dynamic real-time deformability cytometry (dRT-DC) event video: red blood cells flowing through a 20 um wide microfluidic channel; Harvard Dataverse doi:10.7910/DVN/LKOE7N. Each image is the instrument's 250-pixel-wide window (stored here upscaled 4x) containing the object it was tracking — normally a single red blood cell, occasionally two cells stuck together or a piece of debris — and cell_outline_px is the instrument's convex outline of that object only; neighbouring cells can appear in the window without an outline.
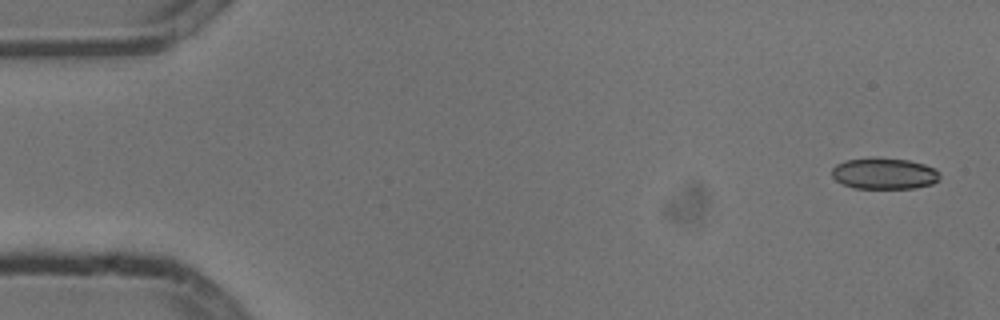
{"species": "common noctule bat (a hibernating species)", "species_latin": "Nyctalus noctula", "temperature_condition": "cold", "stored_images_in_passage": 4, "camera_frame_rate_fps": 3000, "um_per_image_px": 0.085, "animal": {"sex": "male", "body_mass_g": 13.3}, "frame": {"image": 1, "passage_image": 1, "time_ms": 0.0, "image_size_px": [1000, 320], "cell_outline_px": [[940, 180], [932, 184], [916, 188], [856, 188], [844, 184], [836, 180], [832, 176], [832, 168], [836, 164], [844, 160], [872, 156], [908, 160], [924, 164], [936, 168], [940, 172]], "centroid_in_image_um": [75.18, 14.73], "position_along_channel_um": 9.8, "area_um2": 20.06}}
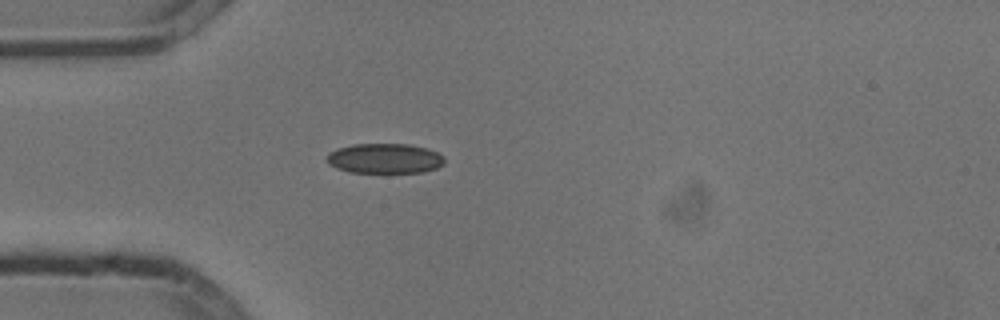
{"frame": {"image": 2, "passage_image": 4, "time_ms": 1.0, "image_size_px": [1000, 320], "cell_outline_px": [[444, 164], [436, 168], [424, 172], [348, 172], [336, 168], [328, 164], [324, 156], [328, 152], [336, 148], [352, 144], [408, 144], [424, 148], [436, 152], [444, 156]], "centroid_in_image_um": [32.63, 13.46], "position_along_channel_um": 52.4, "area_um2": 20.69}}